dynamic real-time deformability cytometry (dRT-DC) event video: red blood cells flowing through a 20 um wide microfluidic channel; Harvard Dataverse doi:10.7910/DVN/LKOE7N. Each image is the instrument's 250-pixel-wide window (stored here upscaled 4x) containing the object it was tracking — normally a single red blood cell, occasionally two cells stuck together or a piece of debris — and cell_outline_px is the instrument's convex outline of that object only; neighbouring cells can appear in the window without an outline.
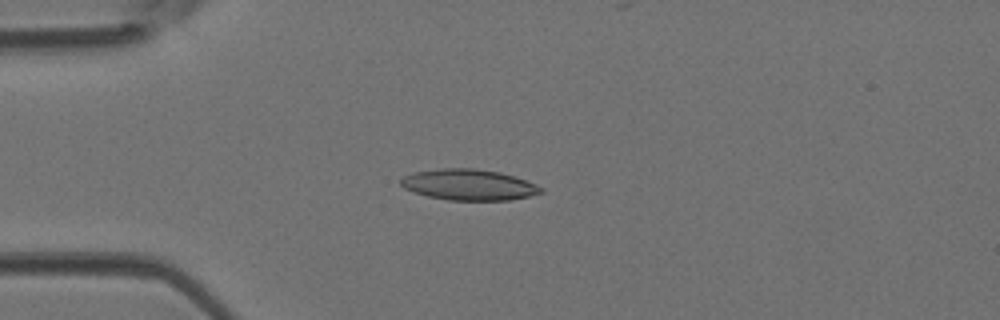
{"species": "Egyptian fruit bat (a non-hibernating species)", "species_latin": "Rousettus aegyptiacus", "temperature_condition": "room temperature", "stored_images_in_passage": 48, "camera_frame_rate_fps": 3000, "um_per_image_px": 0.085, "animal": {"sex": "female"}, "frame": {"image": 1, "passage_image": 12, "time_ms": 3.667, "image_size_px": [1000, 320], "cell_outline_px": [[544, 192], [528, 196], [508, 200], [448, 200], [428, 196], [412, 192], [404, 188], [400, 184], [400, 180], [404, 176], [412, 172], [440, 168], [472, 168], [500, 172], [536, 184], [544, 188]], "centroid_in_image_um": [39.82, 15.7], "position_along_channel_um": 45.2, "area_um2": 25.26}}
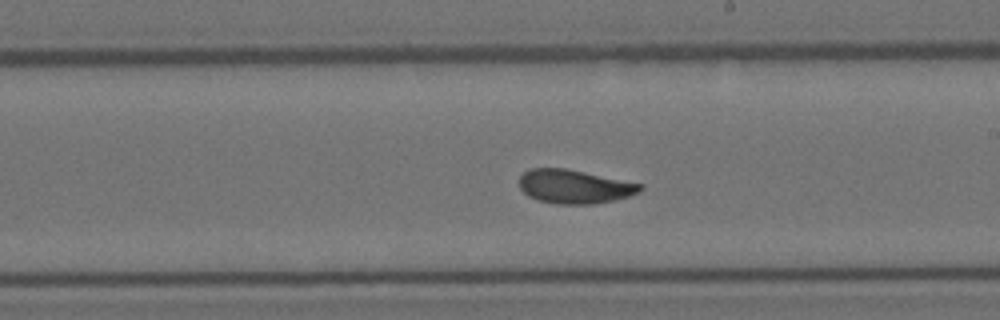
{"frame": {"image": 2, "passage_image": 27, "time_ms": 8.667, "image_size_px": [1000, 320], "cell_outline_px": [[644, 188], [640, 192], [628, 196], [596, 204], [556, 204], [540, 200], [528, 196], [520, 188], [520, 176], [528, 168], [564, 168], [644, 184]], "centroid_in_image_um": [48.83, 15.85], "position_along_channel_um": 240.2, "area_um2": 23.76}}
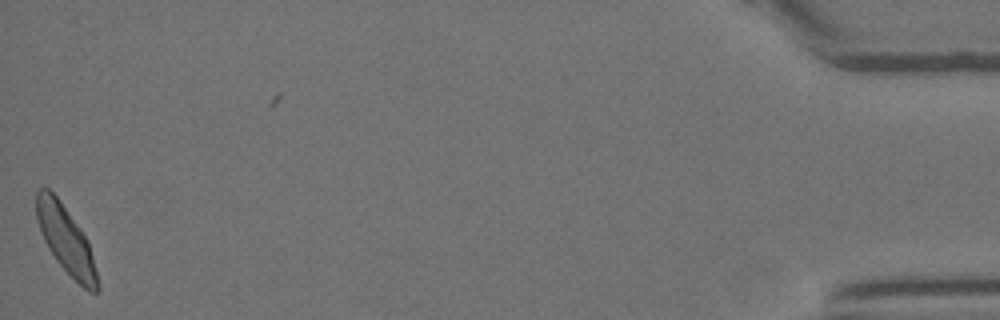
{"frame": {"image": 3, "passage_image": 47, "time_ms": 15.333, "image_size_px": [1000, 320], "cell_outline_px": [[100, 288], [96, 292], [88, 292], [56, 260], [48, 248], [40, 232], [36, 216], [36, 192], [40, 188], [48, 188], [56, 196], [80, 228], [88, 240]], "centroid_in_image_um": [5.59, 20.38], "position_along_channel_um": 429.6, "area_um2": 23.47}}